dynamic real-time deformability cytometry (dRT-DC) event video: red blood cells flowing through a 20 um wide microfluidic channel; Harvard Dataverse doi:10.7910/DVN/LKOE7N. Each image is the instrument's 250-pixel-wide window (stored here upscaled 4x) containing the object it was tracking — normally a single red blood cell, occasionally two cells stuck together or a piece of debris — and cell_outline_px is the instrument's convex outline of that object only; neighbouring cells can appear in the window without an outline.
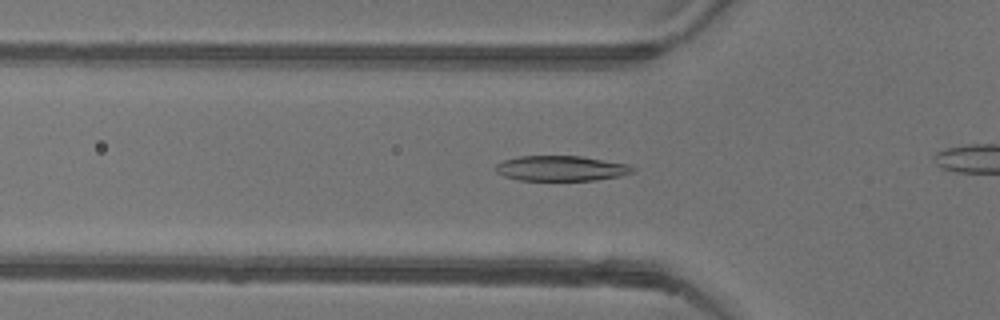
{"species": "common noctule bat (a hibernating species)", "species_latin": "Nyctalus noctula", "temperature_condition": "warm", "stored_images_in_passage": 31, "camera_frame_rate_fps": 3000, "um_per_image_px": 0.085, "animal": {"sex": "female"}, "frame": {"image": 1, "passage_image": 16, "time_ms": 5.0, "image_size_px": [1000, 320], "cell_outline_px": [[636, 172], [620, 176], [596, 180], [520, 180], [504, 176], [496, 172], [496, 164], [504, 160], [516, 156], [580, 156], [628, 164], [636, 168]], "centroid_in_image_um": [47.72, 14.31], "position_along_channel_um": 78.1, "area_um2": 20.17}}
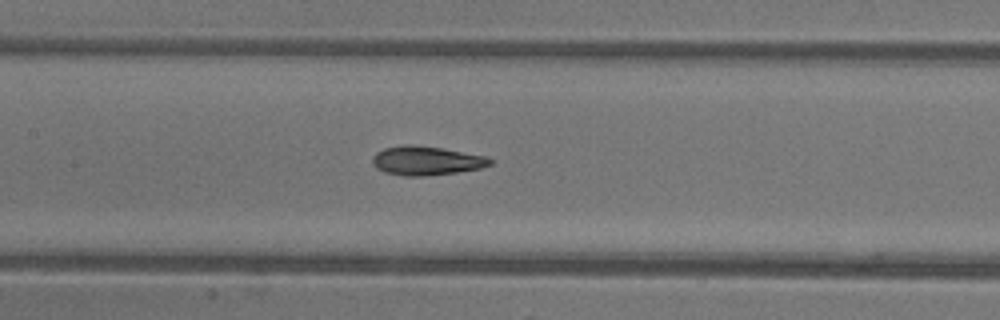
{"frame": {"image": 2, "passage_image": 23, "time_ms": 7.333, "image_size_px": [1000, 320], "cell_outline_px": [[492, 164], [480, 168], [456, 172], [424, 176], [404, 176], [384, 172], [376, 168], [372, 164], [372, 156], [376, 152], [384, 148], [404, 144], [412, 144], [444, 148], [488, 156], [492, 160]], "centroid_in_image_um": [36.22, 13.64], "position_along_channel_um": 171.2, "area_um2": 20.11}}
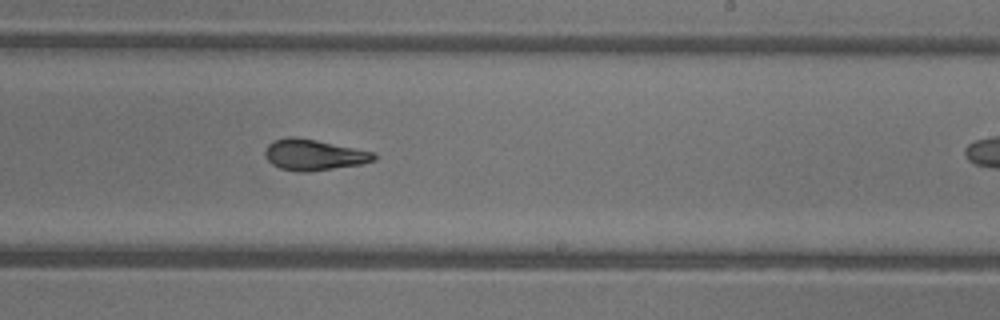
{"frame": {"image": 3, "passage_image": 30, "time_ms": 9.667, "image_size_px": [1000, 320], "cell_outline_px": [[376, 160], [360, 164], [308, 172], [300, 172], [280, 168], [272, 164], [264, 156], [264, 152], [268, 144], [276, 140], [288, 136], [296, 136], [316, 140], [372, 152], [376, 156]], "centroid_in_image_um": [26.63, 13.16], "position_along_channel_um": 262.4, "area_um2": 19.42}}